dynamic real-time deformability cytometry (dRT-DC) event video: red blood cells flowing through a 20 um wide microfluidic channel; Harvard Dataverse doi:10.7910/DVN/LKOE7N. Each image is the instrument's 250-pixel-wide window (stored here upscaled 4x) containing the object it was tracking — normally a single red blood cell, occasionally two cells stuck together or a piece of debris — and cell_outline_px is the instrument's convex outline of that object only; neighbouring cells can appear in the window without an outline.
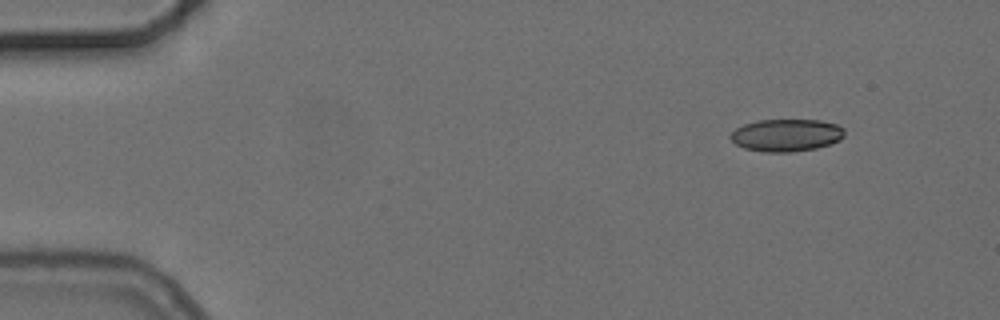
{"species": "common noctule bat (a hibernating species)", "species_latin": "Nyctalus noctula", "temperature_condition": "cold", "stored_images_in_passage": 4, "camera_frame_rate_fps": 3000, "um_per_image_px": 0.085, "animal": {"sex": "female", "body_mass_g": 24.6, "forearm_length_mm": 56.2}, "frame": {"image": 1, "passage_image": 1, "time_ms": 0.0, "image_size_px": [1000, 320], "cell_outline_px": [[844, 136], [840, 140], [816, 148], [792, 152], [764, 152], [744, 148], [736, 144], [728, 136], [736, 128], [744, 124], [756, 120], [820, 120], [836, 124], [844, 128]], "centroid_in_image_um": [66.83, 11.49], "position_along_channel_um": 18.2, "area_um2": 21.56}}
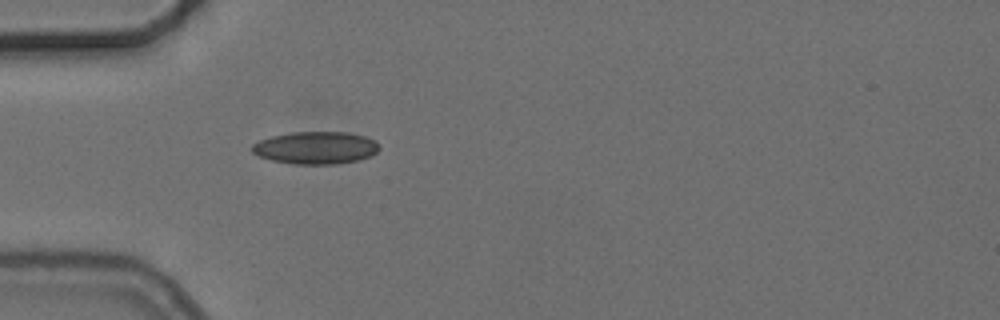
{"frame": {"image": 2, "passage_image": 4, "time_ms": 3.667, "image_size_px": [1000, 320], "cell_outline_px": [[380, 148], [372, 156], [356, 160], [336, 164], [296, 164], [272, 160], [260, 156], [252, 152], [252, 144], [260, 140], [272, 136], [292, 132], [348, 132], [364, 136], [376, 140], [380, 144]], "centroid_in_image_um": [26.87, 12.55], "position_along_channel_um": 58.1, "area_um2": 24.04}}